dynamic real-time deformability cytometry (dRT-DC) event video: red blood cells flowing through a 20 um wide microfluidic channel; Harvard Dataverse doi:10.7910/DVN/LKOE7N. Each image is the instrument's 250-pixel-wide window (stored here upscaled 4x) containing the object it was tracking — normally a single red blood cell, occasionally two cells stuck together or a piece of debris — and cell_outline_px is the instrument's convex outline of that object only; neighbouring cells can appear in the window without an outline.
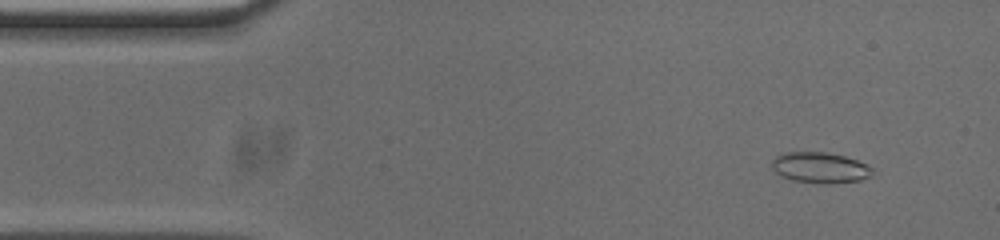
{"species": "common noctule bat (a hibernating species)", "species_latin": "Nyctalus noctula", "temperature_condition": "cold", "stored_images_in_passage": 53, "camera_frame_rate_fps": 3000, "um_per_image_px": 0.085, "animal": {"sex": "male", "body_mass_g": 20.0, "forearm_length_mm": 53.3}, "frame": {"image": 1, "passage_image": 4, "time_ms": 1.0, "image_size_px": [1000, 240], "cell_outline_px": [[872, 176], [860, 180], [828, 184], [816, 184], [792, 180], [780, 176], [772, 168], [772, 160], [776, 156], [784, 152], [828, 152], [844, 156], [868, 164], [872, 168]], "centroid_in_image_um": [69.7, 14.26], "position_along_channel_um": 15.3, "area_um2": 18.26}}
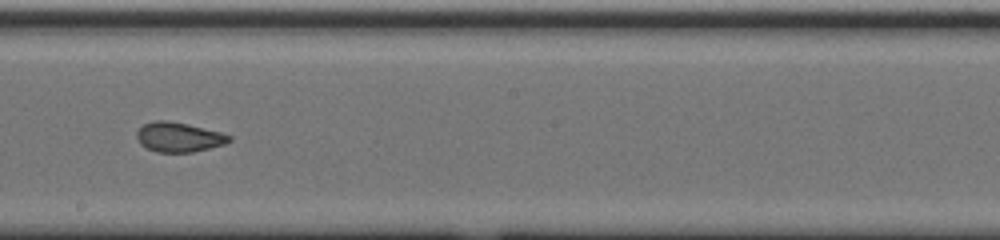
{"frame": {"image": 2, "passage_image": 28, "time_ms": 9.0, "image_size_px": [1000, 240], "cell_outline_px": [[232, 140], [224, 144], [192, 152], [156, 152], [140, 144], [136, 136], [136, 132], [144, 124], [156, 120], [168, 120], [188, 124], [220, 132], [232, 136]], "centroid_in_image_um": [15.19, 11.65], "position_along_channel_um": 233.0, "area_um2": 15.9}}
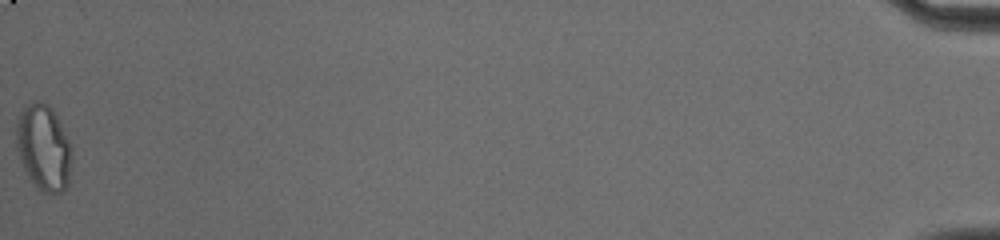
{"frame": {"image": 3, "passage_image": 53, "time_ms": 17.333, "image_size_px": [1000, 240], "cell_outline_px": [[72, 156], [68, 184], [60, 192], [40, 192], [36, 188], [28, 176], [20, 160], [16, 148], [16, 120], [24, 104], [32, 100], [40, 100], [48, 104], [56, 112], [72, 144]], "centroid_in_image_um": [3.71, 12.48], "position_along_channel_um": 431.5, "area_um2": 28.61}, "authors_computed_cell_mechanics": {"area_um2": 17.629, "velocity_mm_per_s": 3.7361, "shape_relaxation_time_tau1_ms": 6.771, "shape_relaxation_time_tau2_ms": 1.3972, "deformation_change_tau1": 0.1724, "deformation_change_tau2": 0.0736}}